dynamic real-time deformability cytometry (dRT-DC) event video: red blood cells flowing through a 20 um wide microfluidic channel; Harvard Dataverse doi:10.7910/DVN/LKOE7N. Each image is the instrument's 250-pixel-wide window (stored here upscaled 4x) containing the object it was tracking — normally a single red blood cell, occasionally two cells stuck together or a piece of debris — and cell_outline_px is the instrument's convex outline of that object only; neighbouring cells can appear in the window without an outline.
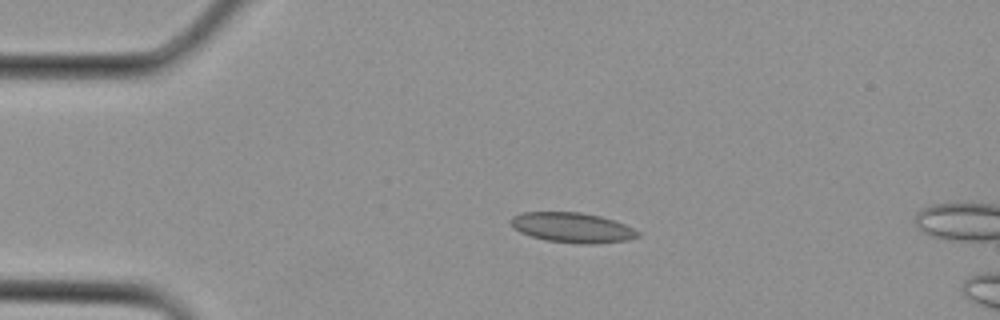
{"species": "Egyptian fruit bat (a non-hibernating species)", "species_latin": "Rousettus aegyptiacus", "temperature_condition": "cold", "stored_images_in_passage": 3, "camera_frame_rate_fps": 3000, "um_per_image_px": 0.085, "animal": {"sex": "female"}, "frame": {"image": 1, "passage_image": 2, "time_ms": 0.333, "image_size_px": [1000, 320], "cell_outline_px": [[640, 236], [628, 240], [592, 244], [584, 244], [548, 240], [532, 236], [520, 232], [512, 228], [508, 220], [512, 216], [524, 212], [580, 212], [600, 216], [624, 224], [640, 232]], "centroid_in_image_um": [48.62, 19.34], "position_along_channel_um": 36.4, "area_um2": 22.14}}